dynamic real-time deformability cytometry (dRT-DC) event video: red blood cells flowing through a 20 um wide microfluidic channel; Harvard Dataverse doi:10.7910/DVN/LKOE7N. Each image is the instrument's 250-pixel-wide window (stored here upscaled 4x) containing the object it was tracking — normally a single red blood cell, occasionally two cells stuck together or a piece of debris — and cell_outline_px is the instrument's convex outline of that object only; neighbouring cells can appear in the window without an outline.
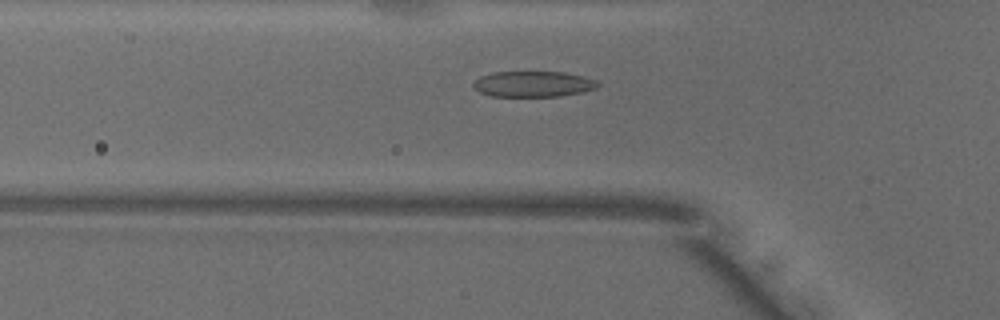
{"species": "common noctule bat (a hibernating species)", "species_latin": "Nyctalus noctula", "temperature_condition": "warm", "stored_images_in_passage": 41, "camera_frame_rate_fps": 3000, "um_per_image_px": 0.085, "animal": {"sex": "male", "body_mass_g": 18.8}, "frame": {"image": 1, "passage_image": 16, "time_ms": 5.0, "image_size_px": [1000, 320], "cell_outline_px": [[600, 84], [596, 88], [580, 92], [560, 96], [492, 96], [480, 92], [472, 84], [480, 76], [492, 72], [564, 72], [596, 80]], "centroid_in_image_um": [45.31, 7.14], "position_along_channel_um": 80.5, "area_um2": 18.44}}
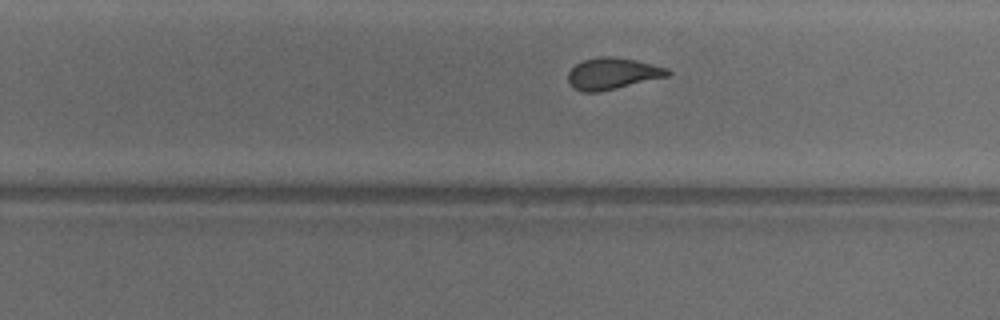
{"frame": {"image": 2, "passage_image": 31, "time_ms": 10.0, "image_size_px": [1000, 320], "cell_outline_px": [[672, 72], [668, 76], [600, 92], [584, 92], [572, 88], [568, 84], [568, 72], [576, 64], [584, 60], [600, 56], [612, 56], [636, 60], [668, 68]], "centroid_in_image_um": [52.04, 6.26], "position_along_channel_um": 277.8, "area_um2": 18.38}}
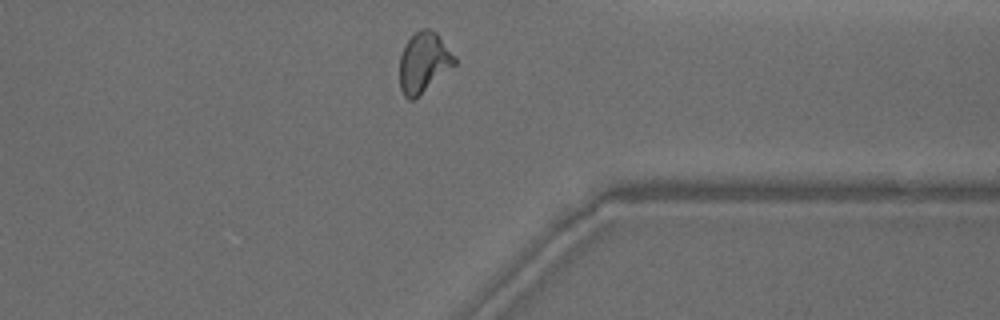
{"frame": {"image": 3, "passage_image": 39, "time_ms": 12.667, "image_size_px": [1000, 320], "cell_outline_px": [[456, 64], [412, 100], [408, 100], [404, 96], [400, 88], [400, 56], [408, 40], [416, 32], [424, 28], [428, 28], [436, 32], [456, 56]], "centroid_in_image_um": [36.02, 5.29], "position_along_channel_um": 375.4, "area_um2": 18.96}, "authors_computed_cell_mechanics": {"area_um2": 18.8428, "velocity_mm_per_s": 3.9261, "shape_relaxation_time_tau1_ms": 8.3494, "shape_relaxation_time_tau2_ms": 1.3657, "deformation_change_tau1": 0.2269, "deformation_change_tau2": 0.0876}}